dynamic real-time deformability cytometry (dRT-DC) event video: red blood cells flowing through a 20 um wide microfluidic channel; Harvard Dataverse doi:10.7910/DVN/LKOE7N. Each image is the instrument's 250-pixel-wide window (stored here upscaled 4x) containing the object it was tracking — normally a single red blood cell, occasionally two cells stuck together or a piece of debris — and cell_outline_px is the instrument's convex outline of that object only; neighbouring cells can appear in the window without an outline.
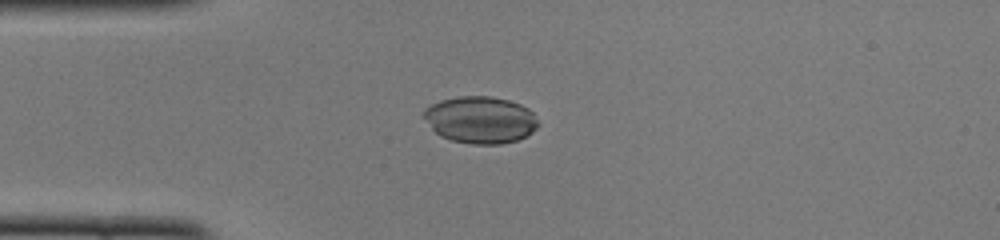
{"species": "common noctule bat (a hibernating species)", "species_latin": "Nyctalus noctula", "temperature_condition": "cold", "stored_images_in_passage": 38, "camera_frame_rate_fps": 3000, "um_per_image_px": 0.085, "animal": {"sex": "female", "body_mass_g": 22.0, "forearm_length_mm": 56.7}, "frame": {"image": 1, "passage_image": 1, "time_ms": 0.0, "image_size_px": [1000, 240], "cell_outline_px": [[540, 124], [532, 132], [516, 140], [500, 144], [472, 144], [452, 140], [440, 136], [432, 128], [424, 116], [424, 108], [440, 100], [460, 96], [492, 96], [508, 100], [520, 104], [528, 108], [532, 112]], "centroid_in_image_um": [40.84, 10.17], "position_along_channel_um": 44.2, "area_um2": 31.15}}
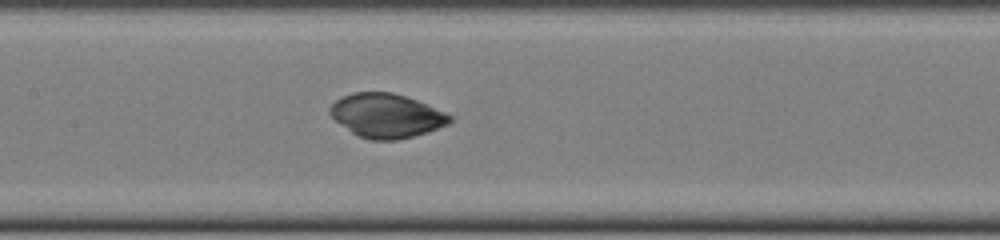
{"frame": {"image": 2, "passage_image": 12, "time_ms": 3.667, "image_size_px": [1000, 240], "cell_outline_px": [[452, 120], [448, 124], [428, 132], [396, 140], [368, 140], [356, 136], [336, 120], [328, 112], [328, 108], [340, 96], [352, 92], [392, 92], [416, 100], [444, 112], [452, 116]], "centroid_in_image_um": [32.81, 9.83], "position_along_channel_um": 174.6, "area_um2": 30.69}}
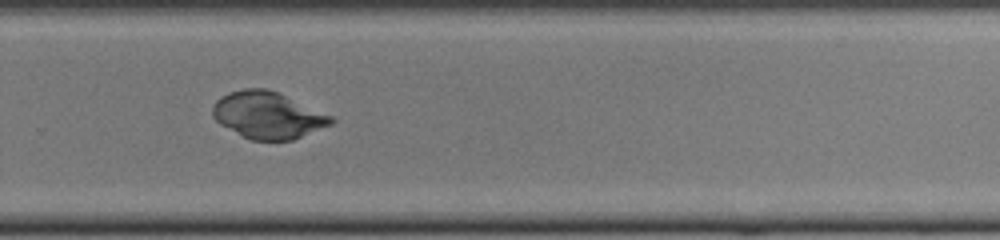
{"frame": {"image": 3, "passage_image": 22, "time_ms": 7.0, "image_size_px": [1000, 240], "cell_outline_px": [[336, 120], [332, 124], [292, 140], [252, 140], [220, 124], [212, 116], [212, 104], [220, 96], [228, 92], [244, 88], [264, 88], [276, 92], [332, 116]], "centroid_in_image_um": [22.73, 9.78], "position_along_channel_um": 307.1, "area_um2": 31.96}}